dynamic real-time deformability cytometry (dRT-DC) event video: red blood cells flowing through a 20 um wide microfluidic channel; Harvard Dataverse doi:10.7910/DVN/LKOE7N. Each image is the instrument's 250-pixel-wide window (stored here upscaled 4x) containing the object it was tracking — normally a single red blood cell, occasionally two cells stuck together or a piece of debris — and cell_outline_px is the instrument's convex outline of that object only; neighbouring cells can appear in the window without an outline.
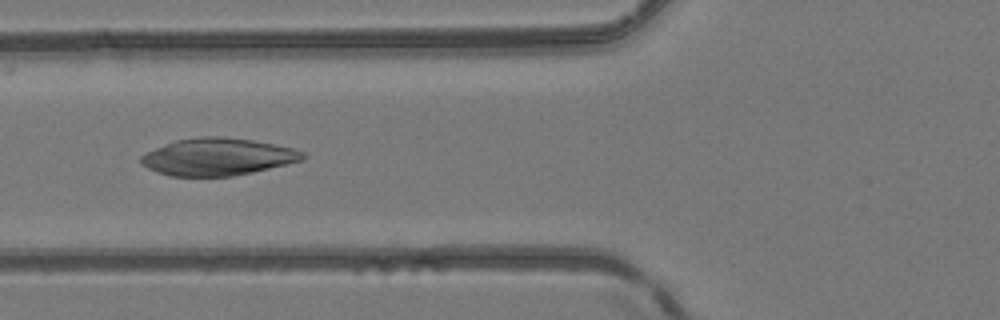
{"species": "common noctule bat (a hibernating species)", "species_latin": "Nyctalus noctula", "temperature_condition": "room temperature", "stored_images_in_passage": 50, "camera_frame_rate_fps": 3000, "um_per_image_px": 0.085, "animal": {"sex": "female", "body_mass_g": 24.6, "forearm_length_mm": 56.2}, "frame": {"image": 1, "passage_image": 19, "time_ms": 6.0, "image_size_px": [1000, 320], "cell_outline_px": [[308, 156], [304, 160], [252, 172], [232, 176], [172, 176], [156, 172], [140, 164], [140, 156], [156, 148], [176, 140], [200, 136], [220, 136], [252, 140], [292, 148], [304, 152]], "centroid_in_image_um": [18.5, 13.33], "position_along_channel_um": 107.3, "area_um2": 34.97}}
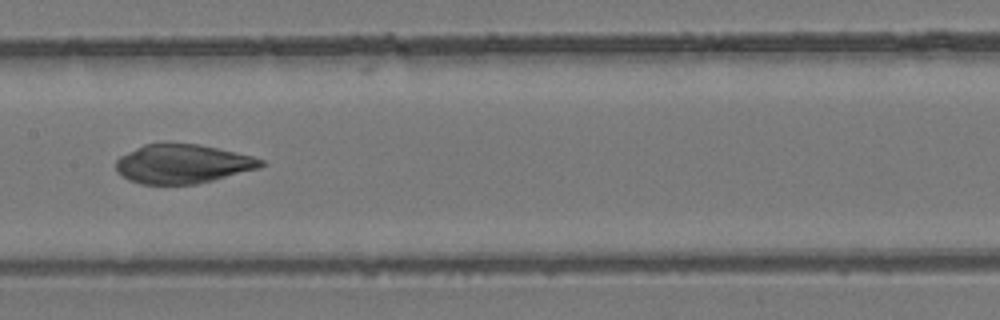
{"frame": {"image": 2, "passage_image": 25, "time_ms": 8.0, "image_size_px": [1000, 320], "cell_outline_px": [[264, 164], [260, 168], [196, 184], [140, 184], [128, 180], [116, 172], [116, 160], [120, 156], [144, 144], [196, 144], [216, 148], [252, 156], [264, 160]], "centroid_in_image_um": [15.49, 13.94], "position_along_channel_um": 191.9, "area_um2": 32.66}}
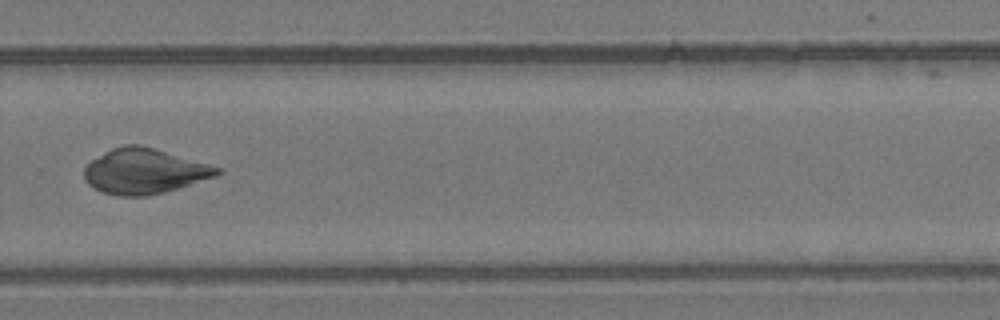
{"frame": {"image": 3, "passage_image": 34, "time_ms": 11.0, "image_size_px": [1000, 320], "cell_outline_px": [[224, 172], [216, 176], [164, 192], [148, 196], [120, 196], [100, 192], [88, 184], [84, 180], [84, 168], [92, 160], [104, 152], [112, 148], [124, 144], [140, 144], [208, 164], [220, 168]], "centroid_in_image_um": [12.23, 14.56], "position_along_channel_um": 317.6, "area_um2": 34.91}}